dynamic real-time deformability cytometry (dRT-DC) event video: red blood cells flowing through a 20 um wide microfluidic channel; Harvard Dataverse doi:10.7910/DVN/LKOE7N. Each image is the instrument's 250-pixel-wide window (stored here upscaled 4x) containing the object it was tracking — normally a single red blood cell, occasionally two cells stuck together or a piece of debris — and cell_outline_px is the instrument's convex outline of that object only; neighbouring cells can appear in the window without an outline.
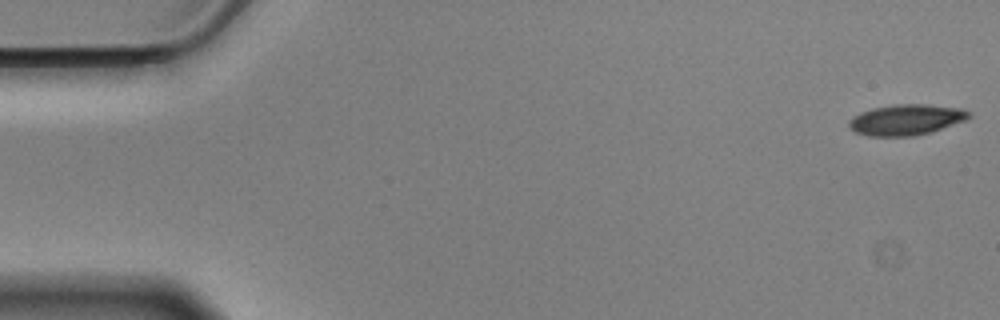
{"species": "Egyptian fruit bat (a non-hibernating species)", "species_latin": "Rousettus aegyptiacus", "temperature_condition": "cold", "stored_images_in_passage": 58, "camera_frame_rate_fps": 3000, "um_per_image_px": 0.085, "animal": {"sex": "male"}, "frame": {"image": 1, "passage_image": 1, "time_ms": 0.0, "image_size_px": [1000, 320], "cell_outline_px": [[972, 116], [968, 120], [932, 132], [916, 136], [868, 136], [856, 132], [848, 128], [848, 120], [852, 116], [860, 112], [872, 108], [896, 104], [928, 104], [964, 108], [972, 112]], "centroid_in_image_um": [77.07, 10.17], "position_along_channel_um": 7.9, "area_um2": 22.08}}
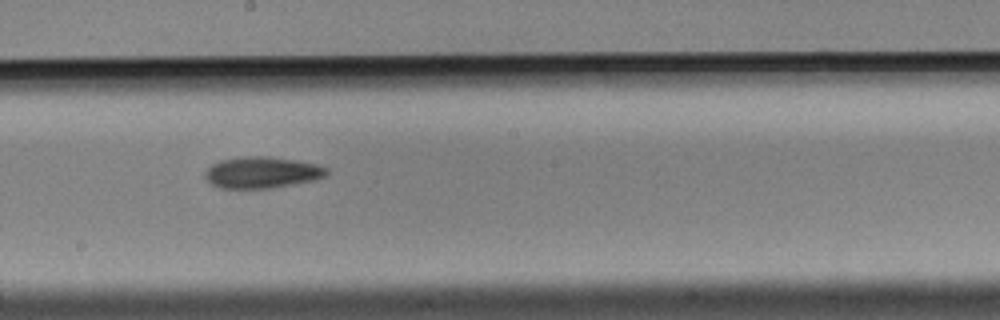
{"frame": {"image": 2, "passage_image": 31, "time_ms": 10.0, "image_size_px": [1000, 320], "cell_outline_px": [[328, 172], [324, 176], [316, 180], [268, 188], [220, 188], [212, 184], [204, 176], [204, 172], [212, 164], [220, 160], [244, 156], [264, 156], [296, 160], [316, 164], [328, 168]], "centroid_in_image_um": [22.26, 14.65], "position_along_channel_um": 225.9, "area_um2": 22.14}}
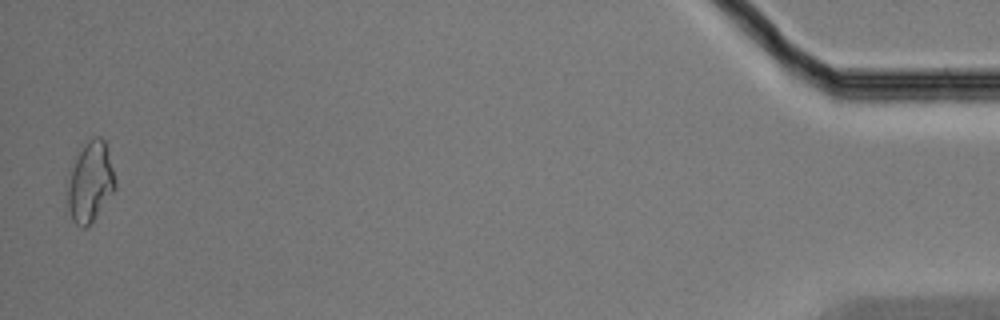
{"frame": {"image": 3, "passage_image": 56, "time_ms": 18.333, "image_size_px": [1000, 320], "cell_outline_px": [[116, 188], [92, 220], [84, 228], [76, 224], [72, 220], [68, 208], [68, 184], [72, 168], [80, 152], [92, 136], [100, 136], [104, 140], [108, 148], [116, 180]], "centroid_in_image_um": [7.7, 15.45], "position_along_channel_um": 427.5, "area_um2": 21.68}}